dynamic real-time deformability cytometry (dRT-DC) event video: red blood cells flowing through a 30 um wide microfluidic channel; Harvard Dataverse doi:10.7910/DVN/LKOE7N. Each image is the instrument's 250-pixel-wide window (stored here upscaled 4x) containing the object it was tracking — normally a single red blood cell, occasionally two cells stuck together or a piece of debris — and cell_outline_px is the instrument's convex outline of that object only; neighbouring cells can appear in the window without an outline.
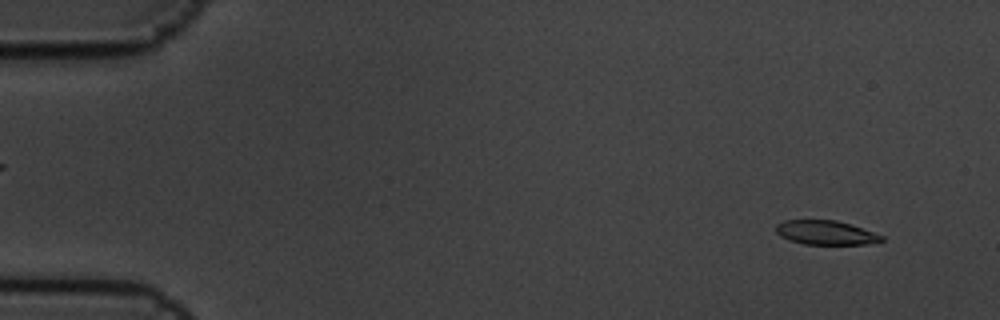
{"species": "common noctule bat (a hibernating species)", "species_latin": "Nyctalus noctula", "temperature_condition": "cold", "stored_images_in_passage": 6, "camera_frame_rate_fps": 3000, "um_per_image_px": 0.085, "animal": {"sex": "male", "body_mass_g": 19.5, "forearm_length_mm": 54.6}, "frame": {"image": 1, "passage_image": 1, "time_ms": 0.0, "image_size_px": [1000, 320], "cell_outline_px": [[884, 240], [864, 244], [804, 244], [788, 240], [780, 236], [776, 232], [776, 224], [784, 220], [836, 220], [852, 224], [884, 236]], "centroid_in_image_um": [70.17, 19.76], "position_along_channel_um": 14.8, "area_um2": 14.91}}
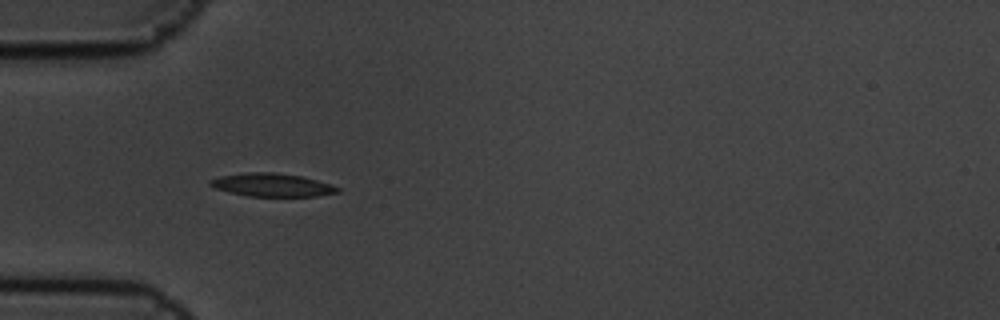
{"frame": {"image": 2, "passage_image": 5, "time_ms": 1.333, "image_size_px": [1000, 320], "cell_outline_px": [[340, 192], [316, 196], [248, 196], [216, 188], [208, 184], [208, 180], [220, 176], [248, 172], [272, 172], [304, 176], [332, 184], [340, 188]], "centroid_in_image_um": [23.17, 15.71], "position_along_channel_um": 61.8, "area_um2": 17.22}}
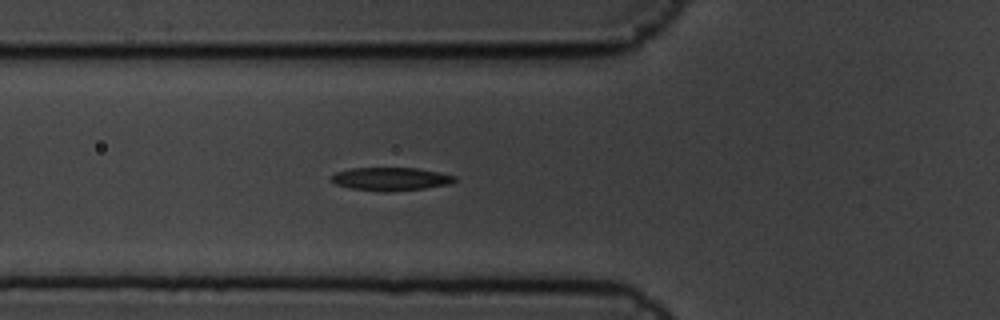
{"frame": {"image": 3, "passage_image": 6, "time_ms": 1.667, "image_size_px": [1000, 320], "cell_outline_px": [[456, 180], [448, 184], [424, 188], [388, 192], [384, 192], [348, 188], [336, 184], [328, 180], [336, 172], [352, 168], [420, 168], [456, 176]], "centroid_in_image_um": [33.17, 15.21], "position_along_channel_um": 92.6, "area_um2": 16.7}}